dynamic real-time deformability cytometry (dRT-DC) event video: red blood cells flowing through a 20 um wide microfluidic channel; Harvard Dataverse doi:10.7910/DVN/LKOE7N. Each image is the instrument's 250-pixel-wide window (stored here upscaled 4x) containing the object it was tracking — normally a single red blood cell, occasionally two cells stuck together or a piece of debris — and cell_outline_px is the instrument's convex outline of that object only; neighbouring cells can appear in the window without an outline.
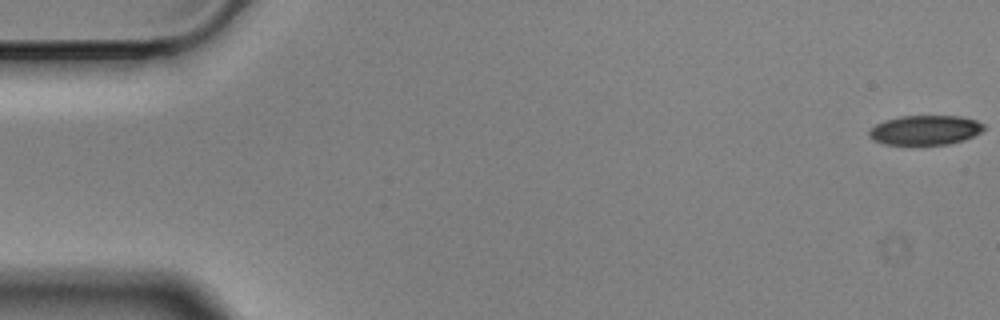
{"species": "Egyptian fruit bat (a non-hibernating species)", "species_latin": "Rousettus aegyptiacus", "temperature_condition": "cold", "stored_images_in_passage": 57, "camera_frame_rate_fps": 3000, "um_per_image_px": 0.085, "animal": {"sex": "male"}, "frame": {"image": 1, "passage_image": 1, "time_ms": 0.0, "image_size_px": [1000, 320], "cell_outline_px": [[984, 128], [980, 132], [964, 140], [948, 144], [912, 148], [884, 144], [872, 140], [868, 136], [868, 132], [876, 124], [884, 120], [900, 116], [960, 116], [976, 120], [984, 124]], "centroid_in_image_um": [78.57, 11.11], "position_along_channel_um": 6.4, "area_um2": 20.63}}
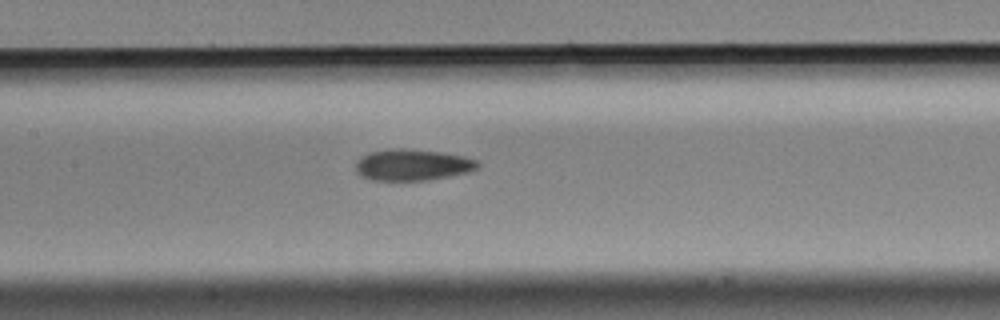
{"frame": {"image": 2, "passage_image": 27, "time_ms": 8.667, "image_size_px": [1000, 320], "cell_outline_px": [[480, 168], [468, 172], [428, 180], [372, 180], [360, 176], [356, 172], [356, 160], [360, 156], [368, 152], [388, 148], [404, 148], [440, 152], [464, 156], [476, 160], [480, 164]], "centroid_in_image_um": [35.02, 14.0], "position_along_channel_um": 172.4, "area_um2": 22.54}}
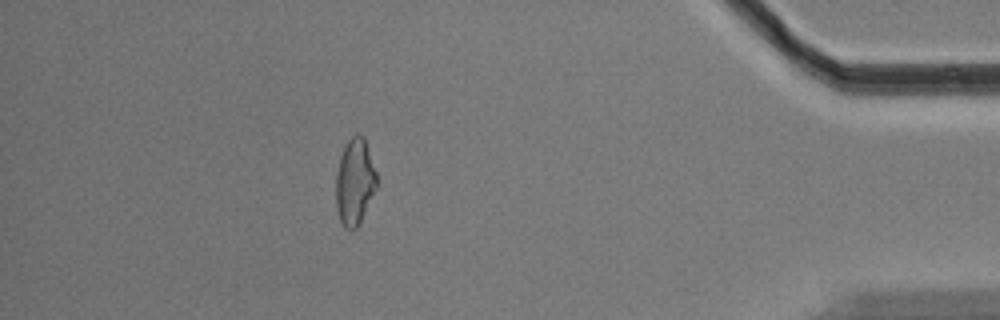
{"frame": {"image": 3, "passage_image": 51, "time_ms": 16.667, "image_size_px": [1000, 320], "cell_outline_px": [[376, 188], [360, 224], [356, 228], [344, 228], [340, 220], [336, 208], [336, 172], [340, 156], [348, 140], [356, 132], [364, 136], [376, 172]], "centroid_in_image_um": [30.14, 15.45], "position_along_channel_um": 405.1, "area_um2": 20.52}, "authors_computed_cell_mechanics": {"area_um2": 21.5594, "velocity_mm_per_s": 3.512, "shape_relaxation_time_tau1_ms": 7.4519, "shape_relaxation_time_tau2_ms": 3.7788, "deformation_change_tau1": 0.1574, "deformation_change_tau2": 0.107}}